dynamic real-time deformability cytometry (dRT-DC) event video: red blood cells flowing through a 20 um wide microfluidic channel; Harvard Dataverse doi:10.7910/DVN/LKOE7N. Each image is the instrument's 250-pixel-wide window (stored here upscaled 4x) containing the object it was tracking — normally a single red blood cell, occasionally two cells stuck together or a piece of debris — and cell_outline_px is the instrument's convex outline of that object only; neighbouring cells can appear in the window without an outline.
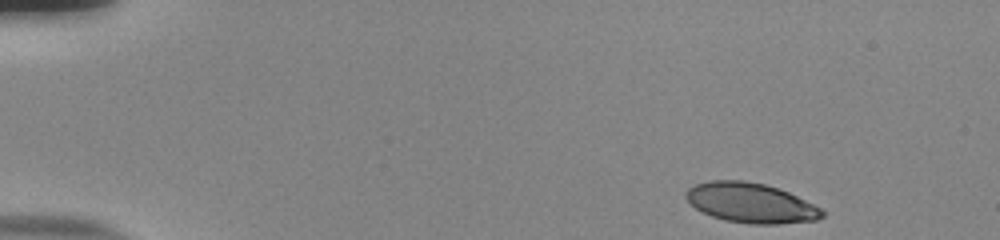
{"species": "human", "species_latin": "Homo sapiens", "temperature_condition": "room temperature", "stored_images_in_passage": 49, "camera_frame_rate_fps": 3000, "um_per_image_px": 0.085, "donor": {"sex": "male"}, "frame": {"image": 1, "passage_image": 1, "time_ms": 0.0, "image_size_px": [1000, 240], "cell_outline_px": [[824, 216], [816, 220], [780, 224], [752, 224], [724, 220], [712, 216], [696, 208], [684, 196], [684, 192], [688, 188], [696, 184], [712, 180], [744, 180], [764, 184], [788, 192], [820, 208], [824, 212]], "centroid_in_image_um": [63.8, 17.25], "position_along_channel_um": 21.2, "area_um2": 31.39}}
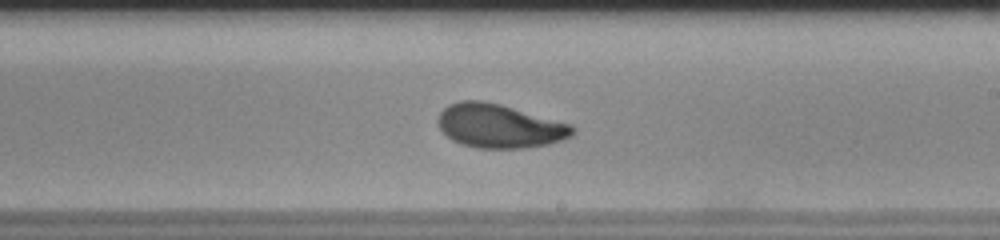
{"frame": {"image": 2, "passage_image": 28, "time_ms": 9.0, "image_size_px": [1000, 240], "cell_outline_px": [[572, 136], [548, 144], [524, 148], [476, 148], [452, 140], [440, 128], [436, 120], [440, 112], [448, 104], [460, 100], [480, 100], [500, 104], [572, 124]], "centroid_in_image_um": [42.42, 10.7], "position_along_channel_um": 246.6, "area_um2": 34.16}}
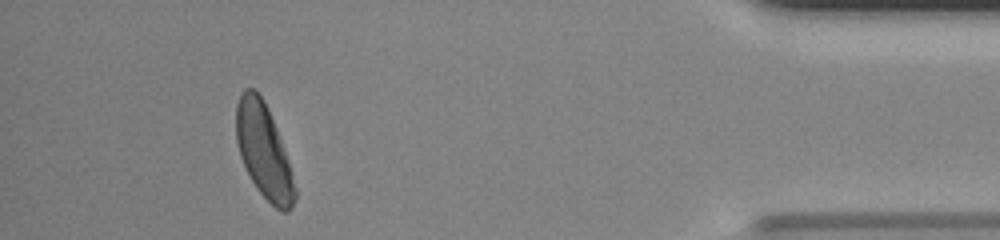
{"frame": {"image": 3, "passage_image": 45, "time_ms": 14.667, "image_size_px": [1000, 240], "cell_outline_px": [[296, 196], [292, 208], [288, 212], [284, 212], [276, 208], [256, 188], [240, 156], [236, 140], [236, 104], [244, 88], [252, 88], [264, 100], [268, 108], [276, 128], [296, 188]], "centroid_in_image_um": [22.4, 12.84], "position_along_channel_um": 412.8, "area_um2": 31.5}, "authors_computed_cell_mechanics": {"area_um2": 32.7148, "velocity_mm_per_s": 3.8072, "shape_relaxation_time_tau1_ms": 3.8934, "shape_relaxation_time_tau2_ms": 1.4064, "deformation_change_tau1": 0.1587, "deformation_change_tau2": 0.0736}}